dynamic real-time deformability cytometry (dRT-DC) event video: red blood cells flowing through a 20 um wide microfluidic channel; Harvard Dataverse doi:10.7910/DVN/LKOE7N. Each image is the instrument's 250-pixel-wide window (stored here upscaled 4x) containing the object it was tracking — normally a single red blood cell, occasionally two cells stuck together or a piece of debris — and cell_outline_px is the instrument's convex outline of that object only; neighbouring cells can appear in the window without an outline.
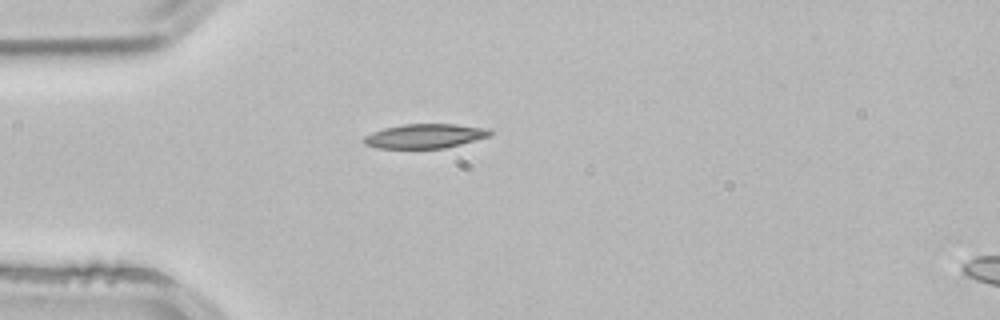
{"species": "common noctule bat (a hibernating species)", "species_latin": "Nyctalus noctula", "temperature_condition": "room temperature", "stored_images_in_passage": 2, "segment_of_instrument_passage": [1, 2], "camera_frame_rate_fps": 3000, "um_per_image_px": 0.085, "animal": {"sex": "male", "body_mass_g": 21.5, "forearm_length_mm": 52.0}, "frame": {"image": 1, "passage_image": 1, "time_ms": 0.0, "image_size_px": [1000, 320], "cell_outline_px": [[492, 136], [444, 148], [376, 148], [364, 144], [364, 136], [372, 132], [384, 128], [404, 124], [456, 124], [488, 128], [492, 132]], "centroid_in_image_um": [36.14, 11.56], "position_along_channel_um": 48.9, "area_um2": 17.92}}